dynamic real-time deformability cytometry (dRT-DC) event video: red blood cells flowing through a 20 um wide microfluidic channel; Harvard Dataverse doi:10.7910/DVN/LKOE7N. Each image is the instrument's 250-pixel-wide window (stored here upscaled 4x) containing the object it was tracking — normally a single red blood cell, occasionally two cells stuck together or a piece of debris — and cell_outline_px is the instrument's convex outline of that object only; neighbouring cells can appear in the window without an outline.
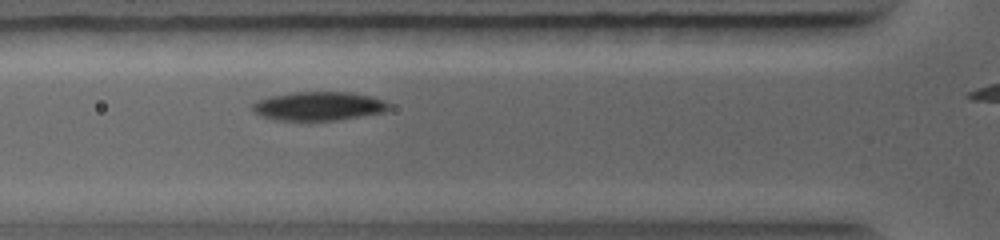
{"species": "common noctule bat (a hibernating species)", "species_latin": "Nyctalus noctula", "temperature_condition": "warm", "stored_images_in_passage": 4, "camera_frame_rate_fps": 5000, "um_per_image_px": 0.085, "animal": {"sex": "female", "body_mass_g": 19.0, "forearm_length_mm": 56.7}, "frame": {"image": 1, "passage_image": 2, "time_ms": 0.8, "image_size_px": [1000, 240], "cell_outline_px": [[388, 108], [384, 112], [336, 120], [272, 120], [260, 116], [252, 112], [252, 104], [256, 100], [272, 96], [292, 92], [348, 92], [368, 96], [384, 100], [388, 104]], "centroid_in_image_um": [27.0, 9.02], "position_along_channel_um": 98.8, "area_um2": 22.77}}
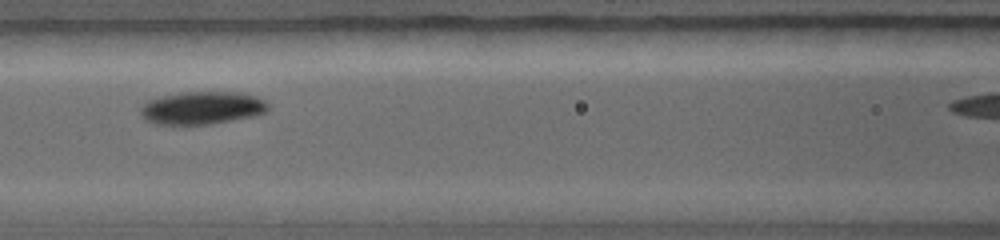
{"frame": {"image": 2, "passage_image": 3, "time_ms": 1.8, "image_size_px": [1000, 240], "cell_outline_px": [[268, 108], [264, 112], [256, 116], [208, 124], [156, 124], [144, 120], [140, 116], [140, 108], [148, 100], [160, 96], [184, 92], [244, 92], [256, 96], [264, 100], [268, 104]], "centroid_in_image_um": [17.16, 9.16], "position_along_channel_um": 149.4, "area_um2": 24.51}}
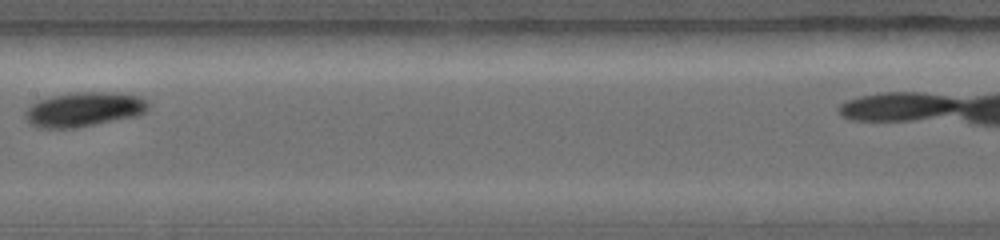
{"frame": {"image": 3, "passage_image": 4, "time_ms": 2.8, "image_size_px": [1000, 240], "cell_outline_px": [[148, 108], [144, 112], [136, 116], [76, 128], [40, 128], [32, 124], [24, 116], [24, 112], [32, 104], [40, 100], [52, 96], [76, 92], [120, 92], [136, 96], [148, 100]], "centroid_in_image_um": [7.15, 9.29], "position_along_channel_um": 200.3, "area_um2": 24.62}}